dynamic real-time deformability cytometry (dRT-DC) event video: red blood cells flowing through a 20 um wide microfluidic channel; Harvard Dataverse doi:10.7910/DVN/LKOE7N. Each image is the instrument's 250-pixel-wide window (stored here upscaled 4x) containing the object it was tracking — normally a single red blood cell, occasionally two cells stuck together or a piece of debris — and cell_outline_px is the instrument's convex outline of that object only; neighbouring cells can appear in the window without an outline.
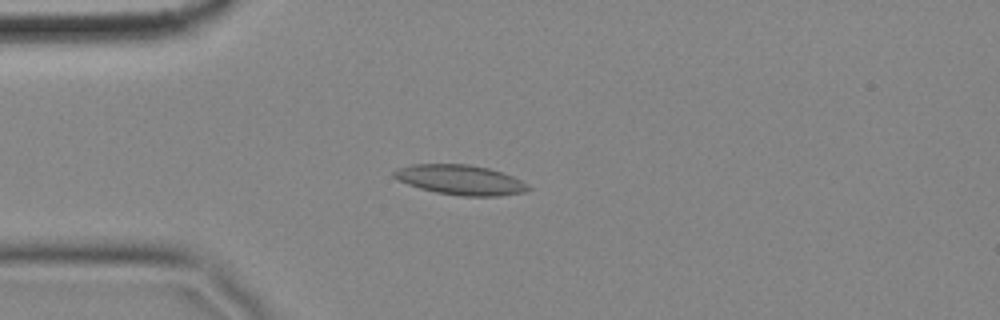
{"species": "common noctule bat (a hibernating species)", "species_latin": "Nyctalus noctula", "temperature_condition": "cold", "stored_images_in_passage": 42, "camera_frame_rate_fps": 3000, "um_per_image_px": 0.085, "animal": {"sex": "female", "body_mass_g": 18.4}, "frame": {"image": 1, "passage_image": 6, "time_ms": 1.667, "image_size_px": [1000, 320], "cell_outline_px": [[532, 188], [524, 192], [500, 196], [460, 196], [436, 192], [420, 188], [408, 184], [392, 176], [392, 172], [396, 168], [412, 164], [468, 164], [488, 168], [512, 176], [528, 184]], "centroid_in_image_um": [39.12, 15.29], "position_along_channel_um": 45.9, "area_um2": 23.35}}
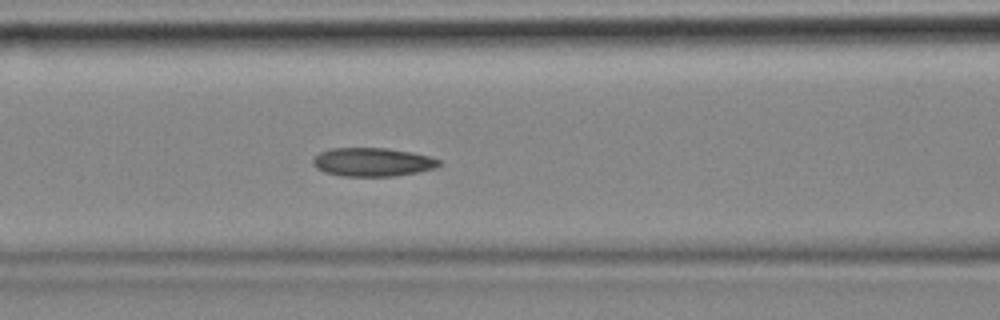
{"frame": {"image": 2, "passage_image": 15, "time_ms": 4.667, "image_size_px": [1000, 320], "cell_outline_px": [[440, 164], [432, 168], [416, 172], [392, 176], [340, 176], [324, 172], [316, 168], [312, 164], [312, 160], [320, 152], [332, 148], [388, 148], [412, 152], [428, 156], [440, 160]], "centroid_in_image_um": [31.61, 13.77], "position_along_channel_um": 135.0, "area_um2": 20.87}}
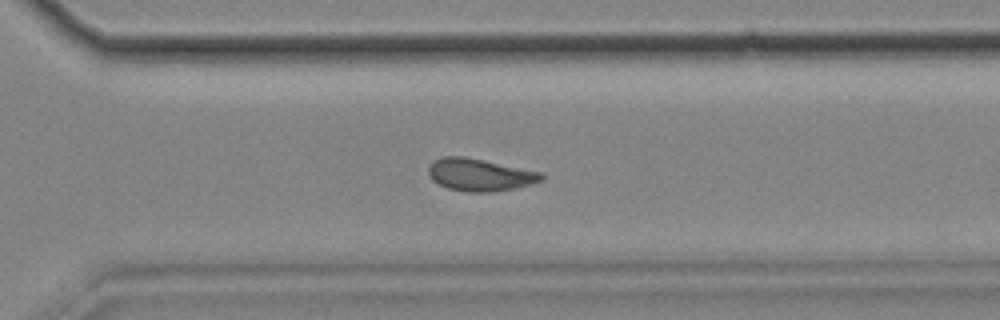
{"frame": {"image": 3, "passage_image": 32, "time_ms": 10.333, "image_size_px": [1000, 320], "cell_outline_px": [[544, 180], [512, 188], [492, 192], [468, 192], [448, 188], [432, 180], [428, 172], [428, 168], [432, 160], [440, 156], [464, 156], [544, 172]], "centroid_in_image_um": [40.77, 14.84], "position_along_channel_um": 329.8, "area_um2": 21.39}, "authors_computed_cell_mechanics": {"area_um2": 21.1548, "velocity_mm_per_s": 3.4477, "shape_relaxation_time_tau1_ms": null, "shape_relaxation_time_tau2_ms": 3.1882, "deformation_change_tau1": null, "deformation_change_tau2": 0.0884}}